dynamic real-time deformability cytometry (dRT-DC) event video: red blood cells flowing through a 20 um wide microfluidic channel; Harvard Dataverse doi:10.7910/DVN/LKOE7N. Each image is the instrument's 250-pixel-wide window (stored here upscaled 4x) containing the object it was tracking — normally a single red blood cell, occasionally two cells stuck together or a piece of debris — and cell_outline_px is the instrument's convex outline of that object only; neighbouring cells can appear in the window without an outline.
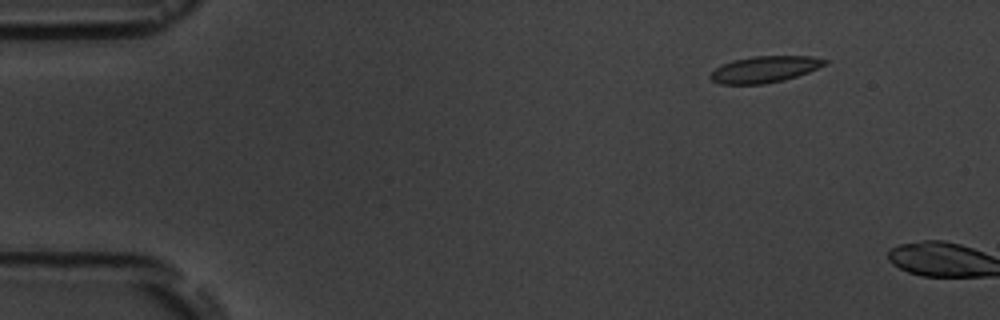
{"species": "common noctule bat (a hibernating species)", "species_latin": "Nyctalus noctula", "temperature_condition": "room temperature", "stored_images_in_passage": 3, "camera_frame_rate_fps": 3000, "um_per_image_px": 0.085, "animal": {"sex": "male", "body_mass_g": 19.5, "forearm_length_mm": 54.6}, "frame": {"image": 1, "passage_image": 2, "time_ms": 1.333, "image_size_px": [1000, 320], "cell_outline_px": [[832, 60], [828, 64], [808, 72], [784, 80], [764, 84], [720, 84], [712, 80], [708, 76], [716, 68], [724, 64], [736, 60], [752, 56], [812, 56]], "centroid_in_image_um": [65.06, 5.89], "position_along_channel_um": 19.9, "area_um2": 17.63}}